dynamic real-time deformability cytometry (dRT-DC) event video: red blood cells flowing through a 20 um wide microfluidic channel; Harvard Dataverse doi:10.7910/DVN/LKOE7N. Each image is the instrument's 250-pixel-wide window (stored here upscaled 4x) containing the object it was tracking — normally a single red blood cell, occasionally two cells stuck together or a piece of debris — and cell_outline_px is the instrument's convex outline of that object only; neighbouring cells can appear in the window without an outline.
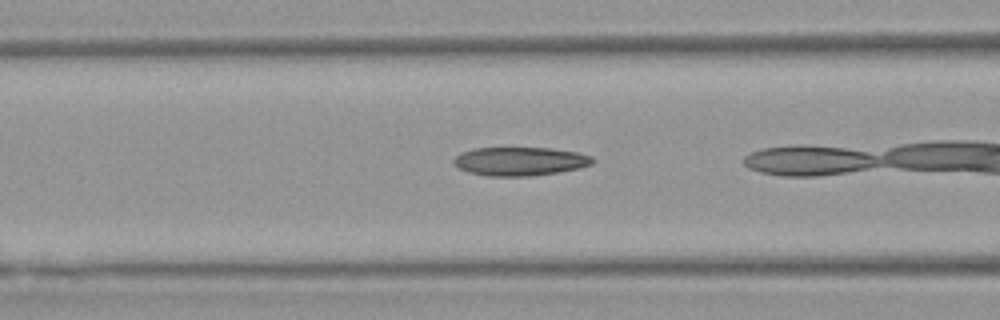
{"species": "Egyptian fruit bat (a non-hibernating species)", "species_latin": "Rousettus aegyptiacus", "temperature_condition": "warm", "stored_images_in_passage": 22, "camera_frame_rate_fps": 3000, "um_per_image_px": 0.085, "animal": {"sex": "female"}, "frame": {"image": 1, "passage_image": 17, "time_ms": 5.333, "image_size_px": [1000, 320], "cell_outline_px": [[596, 160], [592, 164], [580, 168], [560, 172], [532, 176], [488, 176], [468, 172], [460, 168], [452, 160], [460, 152], [472, 148], [552, 148], [576, 152], [592, 156]], "centroid_in_image_um": [44.22, 13.71], "position_along_channel_um": 122.4, "area_um2": 23.29}}
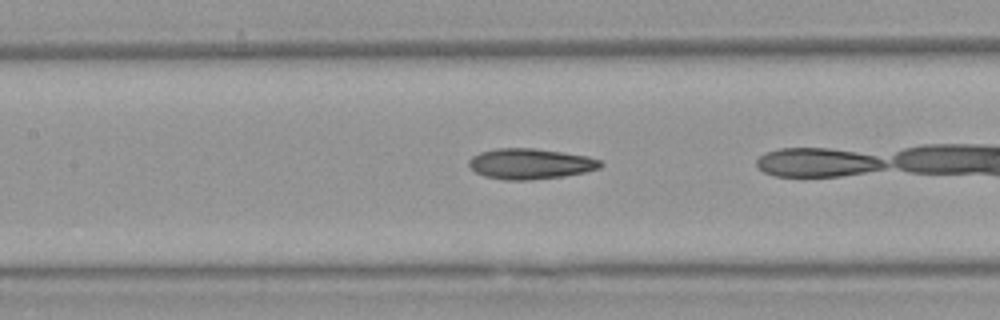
{"frame": {"image": 2, "passage_image": 20, "time_ms": 6.333, "image_size_px": [1000, 320], "cell_outline_px": [[604, 164], [600, 168], [584, 172], [564, 176], [532, 180], [504, 180], [484, 176], [476, 172], [468, 164], [468, 160], [472, 156], [480, 152], [496, 148], [536, 148], [588, 156], [600, 160]], "centroid_in_image_um": [45.08, 13.92], "position_along_channel_um": 162.3, "area_um2": 23.58}}